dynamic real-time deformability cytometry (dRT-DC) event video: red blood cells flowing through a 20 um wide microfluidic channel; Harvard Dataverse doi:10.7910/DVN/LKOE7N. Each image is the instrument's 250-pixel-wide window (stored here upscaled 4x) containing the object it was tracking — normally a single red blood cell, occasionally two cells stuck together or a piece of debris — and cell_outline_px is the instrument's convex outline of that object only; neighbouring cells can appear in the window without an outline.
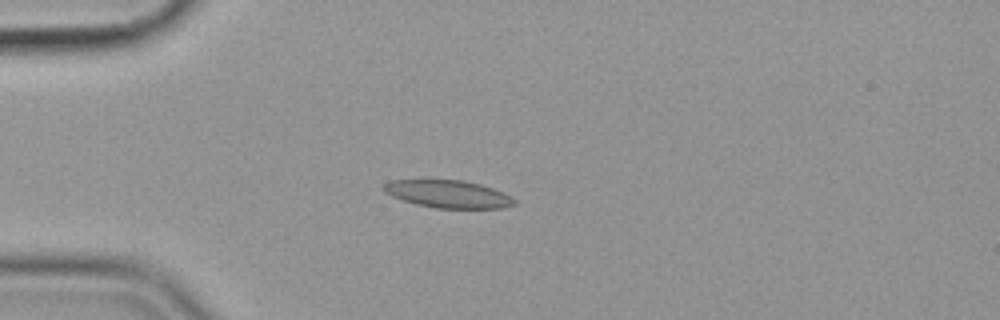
{"species": "common noctule bat (a hibernating species)", "species_latin": "Nyctalus noctula", "temperature_condition": "cold", "stored_images_in_passage": 38, "camera_frame_rate_fps": 3000, "um_per_image_px": 0.085, "animal": {"sex": "female", "body_mass_g": 19.9}, "frame": {"image": 1, "passage_image": 1, "time_ms": 0.0, "image_size_px": [1000, 320], "cell_outline_px": [[516, 204], [504, 208], [436, 208], [416, 204], [392, 196], [384, 192], [380, 188], [384, 184], [392, 180], [464, 180], [480, 184], [504, 192], [512, 196], [516, 200]], "centroid_in_image_um": [38.11, 16.49], "position_along_channel_um": 46.9, "area_um2": 21.1}}
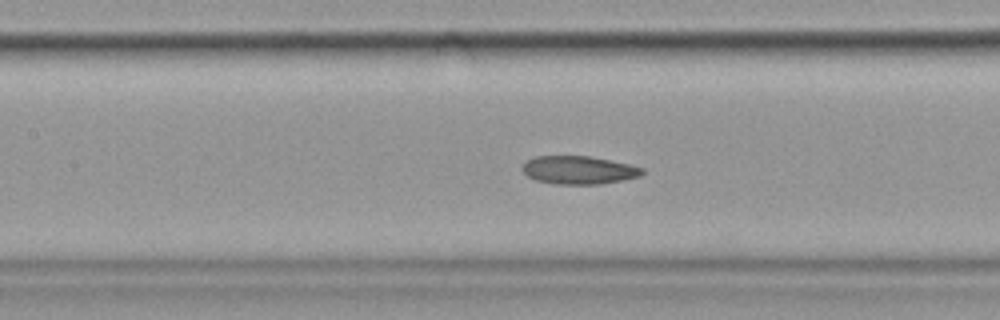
{"frame": {"image": 2, "passage_image": 12, "time_ms": 3.667, "image_size_px": [1000, 320], "cell_outline_px": [[644, 172], [640, 176], [600, 184], [556, 184], [536, 180], [528, 176], [520, 168], [528, 160], [536, 156], [588, 156], [628, 164], [644, 168]], "centroid_in_image_um": [49.18, 14.45], "position_along_channel_um": 158.2, "area_um2": 19.42}}
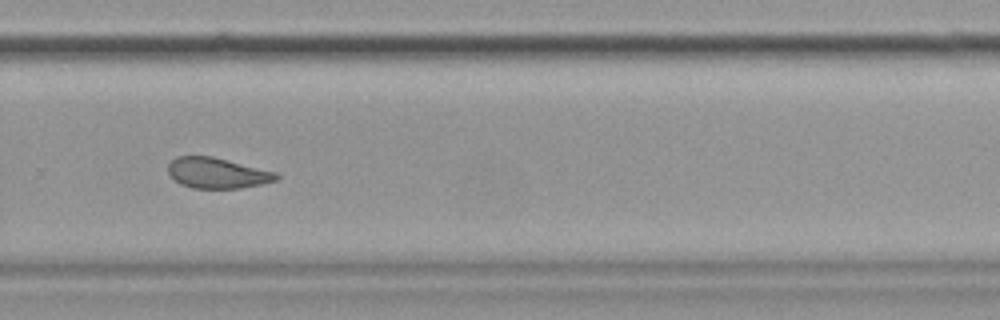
{"frame": {"image": 3, "passage_image": 25, "time_ms": 8.0, "image_size_px": [1000, 320], "cell_outline_px": [[280, 176], [276, 180], [260, 184], [240, 188], [192, 188], [180, 184], [168, 172], [168, 164], [176, 156], [212, 156], [276, 172]], "centroid_in_image_um": [18.45, 14.7], "position_along_channel_um": 311.4, "area_um2": 19.13}, "authors_computed_cell_mechanics": {"area_um2": 19.3919, "velocity_mm_per_s": 3.5472, "shape_relaxation_time_tau1_ms": null, "shape_relaxation_time_tau2_ms": 3.6861, "deformation_change_tau1": null, "deformation_change_tau2": 0.1013}}